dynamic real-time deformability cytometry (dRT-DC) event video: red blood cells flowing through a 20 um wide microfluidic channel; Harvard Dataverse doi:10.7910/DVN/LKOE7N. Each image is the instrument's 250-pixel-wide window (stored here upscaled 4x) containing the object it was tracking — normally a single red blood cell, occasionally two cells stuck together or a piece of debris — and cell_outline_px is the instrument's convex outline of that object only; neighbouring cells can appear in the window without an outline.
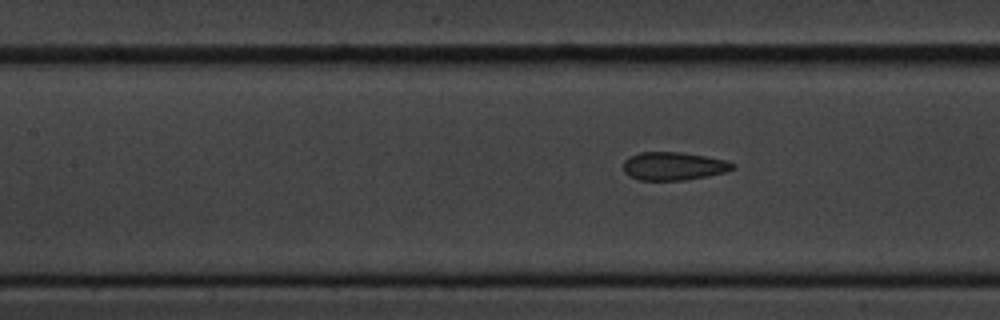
{"species": "common noctule bat (a hibernating species)", "species_latin": "Nyctalus noctula", "temperature_condition": "cold", "stored_images_in_passage": 7, "segment_of_instrument_passage": [2, 2], "camera_frame_rate_fps": 3000, "um_per_image_px": 0.085, "animal": {"sex": "male", "body_mass_g": 20.1, "forearm_length_mm": 53.5}, "frame": {"image": 1, "passage_image": 7, "time_ms": 8.333, "image_size_px": [1000, 320], "cell_outline_px": [[736, 168], [724, 172], [708, 176], [684, 180], [640, 180], [628, 176], [624, 172], [624, 160], [628, 156], [640, 152], [680, 152], [704, 156], [724, 160], [736, 164]], "centroid_in_image_um": [57.23, 14.12], "position_along_channel_um": 150.2, "area_um2": 17.98}}